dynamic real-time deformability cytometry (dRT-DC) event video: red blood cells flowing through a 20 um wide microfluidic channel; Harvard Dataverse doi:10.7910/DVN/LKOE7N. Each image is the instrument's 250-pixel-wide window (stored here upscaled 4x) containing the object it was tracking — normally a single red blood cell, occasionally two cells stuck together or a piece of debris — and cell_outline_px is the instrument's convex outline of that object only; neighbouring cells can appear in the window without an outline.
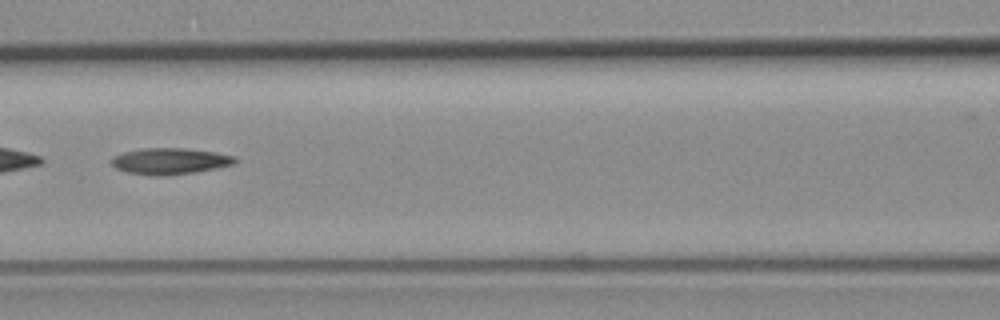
{"species": "common noctule bat (a hibernating species)", "species_latin": "Nyctalus noctula", "temperature_condition": "room temperature", "stored_images_in_passage": 55, "camera_frame_rate_fps": 3000, "um_per_image_px": 0.085, "animal": {"sex": "female", "body_mass_g": 19.3, "forearm_length_mm": 54.1}, "frame": {"image": 1, "passage_image": 24, "time_ms": 7.667, "image_size_px": [1000, 320], "cell_outline_px": [[236, 164], [196, 172], [156, 176], [152, 176], [128, 172], [116, 168], [112, 164], [112, 160], [116, 156], [124, 152], [144, 148], [184, 148], [216, 152], [236, 156]], "centroid_in_image_um": [14.5, 13.69], "position_along_channel_um": 152.1, "area_um2": 18.79}}
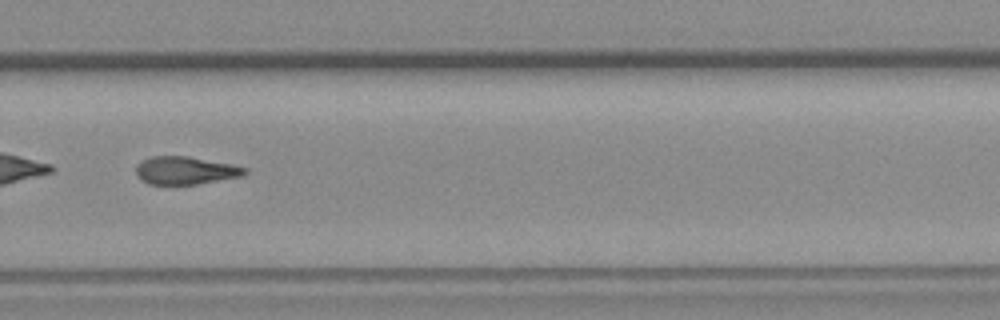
{"frame": {"image": 2, "passage_image": 37, "time_ms": 12.0, "image_size_px": [1000, 320], "cell_outline_px": [[248, 172], [244, 176], [196, 184], [148, 184], [136, 172], [136, 164], [140, 160], [152, 156], [188, 156], [232, 164], [248, 168]], "centroid_in_image_um": [15.8, 14.48], "position_along_channel_um": 314.0, "area_um2": 17.69}}